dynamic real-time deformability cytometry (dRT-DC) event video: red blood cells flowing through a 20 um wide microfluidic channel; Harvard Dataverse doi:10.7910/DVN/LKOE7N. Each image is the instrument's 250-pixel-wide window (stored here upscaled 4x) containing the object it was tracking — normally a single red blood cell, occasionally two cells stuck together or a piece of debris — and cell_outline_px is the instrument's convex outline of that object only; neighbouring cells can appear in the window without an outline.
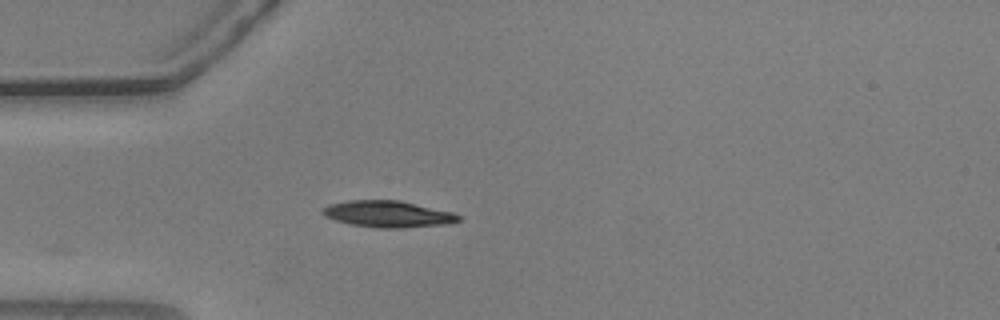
{"species": "common noctule bat (a hibernating species)", "species_latin": "Nyctalus noctula", "temperature_condition": "warm", "stored_images_in_passage": 40, "camera_frame_rate_fps": 3000, "um_per_image_px": 0.085, "animal": {"sex": "male", "body_mass_g": 20.5, "forearm_length_mm": 52.5}, "frame": {"image": 1, "passage_image": 1, "time_ms": 0.0, "image_size_px": [1000, 320], "cell_outline_px": [[460, 220], [452, 224], [404, 228], [376, 228], [352, 224], [336, 220], [324, 216], [320, 212], [320, 208], [328, 204], [348, 200], [400, 200], [452, 212], [460, 216]], "centroid_in_image_um": [32.96, 18.19], "position_along_channel_um": 52.0, "area_um2": 21.27}}
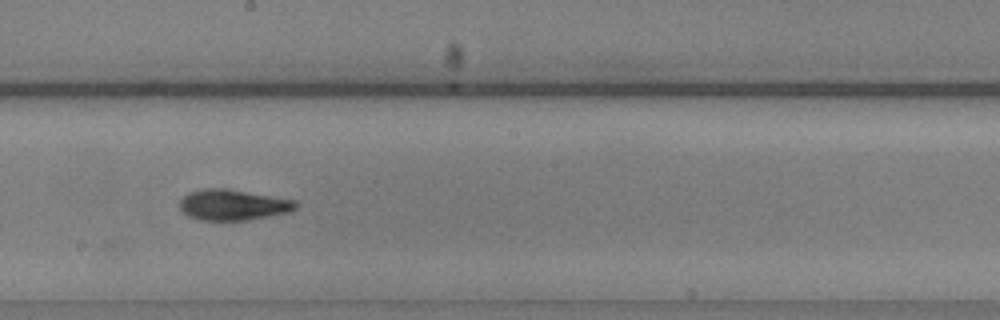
{"frame": {"image": 2, "passage_image": 16, "time_ms": 5.0, "image_size_px": [1000, 320], "cell_outline_px": [[300, 204], [296, 208], [288, 212], [248, 220], [200, 220], [188, 216], [180, 208], [180, 200], [188, 192], [204, 188], [224, 188], [296, 200]], "centroid_in_image_um": [19.8, 17.41], "position_along_channel_um": 228.4, "area_um2": 20.75}}
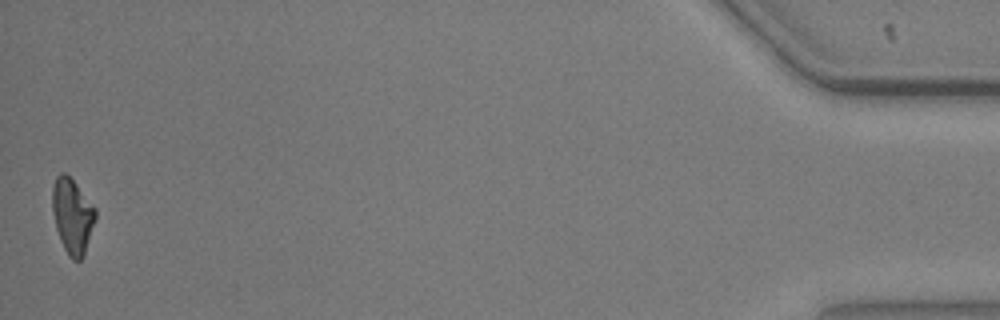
{"frame": {"image": 3, "passage_image": 40, "time_ms": 13.0, "image_size_px": [1000, 320], "cell_outline_px": [[96, 220], [84, 256], [80, 260], [72, 260], [68, 256], [60, 240], [56, 228], [52, 212], [52, 188], [56, 176], [60, 172], [64, 172], [76, 184], [96, 208]], "centroid_in_image_um": [6.15, 18.37], "position_along_channel_um": 429.0, "area_um2": 19.02}, "authors_computed_cell_mechanics": {"area_um2": 20.1722, "velocity_mm_per_s": 3.6883, "shape_relaxation_time_tau1_ms": 5.6989, "shape_relaxation_time_tau2_ms": 2.0944, "deformation_change_tau1": 0.1992, "deformation_change_tau2": 0.0766}}